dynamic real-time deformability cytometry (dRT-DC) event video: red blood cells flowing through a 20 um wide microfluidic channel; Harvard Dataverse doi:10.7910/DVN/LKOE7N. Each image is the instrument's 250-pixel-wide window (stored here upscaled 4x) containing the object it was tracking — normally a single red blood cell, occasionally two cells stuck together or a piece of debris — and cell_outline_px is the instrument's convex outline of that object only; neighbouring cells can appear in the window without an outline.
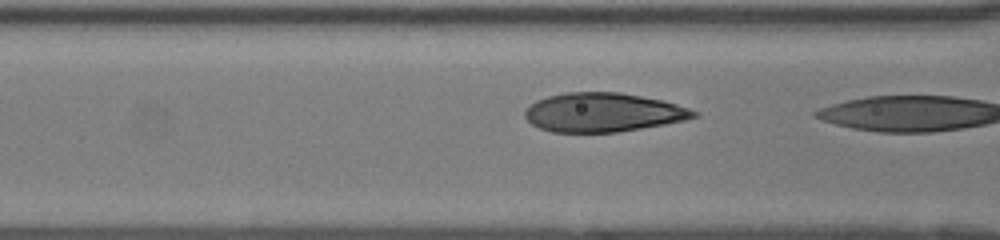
{"species": "human", "species_latin": "Homo sapiens", "temperature_condition": "room temperature", "stored_images_in_passage": 20, "camera_frame_rate_fps": 3000, "um_per_image_px": 0.085, "donor": {"sex": "female"}, "frame": {"image": 1, "passage_image": 19, "time_ms": 6.0, "image_size_px": [1000, 240], "cell_outline_px": [[700, 112], [696, 116], [684, 120], [664, 124], [616, 132], [552, 132], [540, 128], [532, 124], [524, 116], [524, 112], [536, 100], [548, 96], [568, 92], [620, 92], [664, 100]], "centroid_in_image_um": [51.26, 9.55], "position_along_channel_um": 115.3, "area_um2": 38.15}}